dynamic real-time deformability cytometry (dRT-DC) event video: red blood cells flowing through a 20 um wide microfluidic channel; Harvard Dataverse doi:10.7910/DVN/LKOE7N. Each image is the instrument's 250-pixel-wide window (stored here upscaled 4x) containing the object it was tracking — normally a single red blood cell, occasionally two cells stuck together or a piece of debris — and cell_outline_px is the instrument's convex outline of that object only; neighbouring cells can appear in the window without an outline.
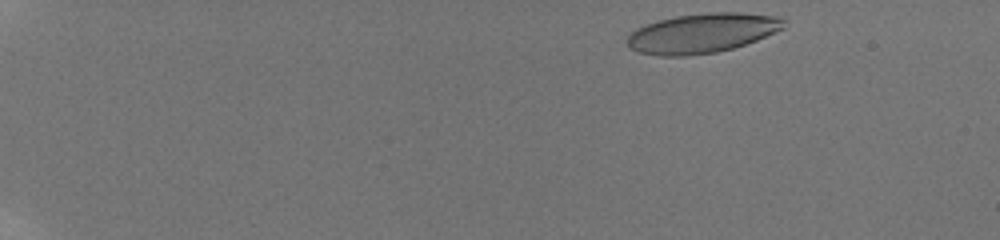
{"species": "human", "species_latin": "Homo sapiens", "temperature_condition": "room temperature", "stored_images_in_passage": 61, "camera_frame_rate_fps": 3000, "um_per_image_px": 0.085, "donor": {"sex": "male"}, "frame": {"image": 1, "passage_image": 4, "time_ms": 0.333, "image_size_px": [1000, 240], "cell_outline_px": [[788, 20], [784, 28], [756, 40], [732, 48], [716, 52], [688, 56], [660, 56], [636, 52], [628, 48], [628, 36], [636, 28], [660, 20], [676, 16], [708, 12], [740, 12], [772, 16]], "centroid_in_image_um": [59.67, 2.82], "position_along_channel_um": 25.3, "area_um2": 36.07}}
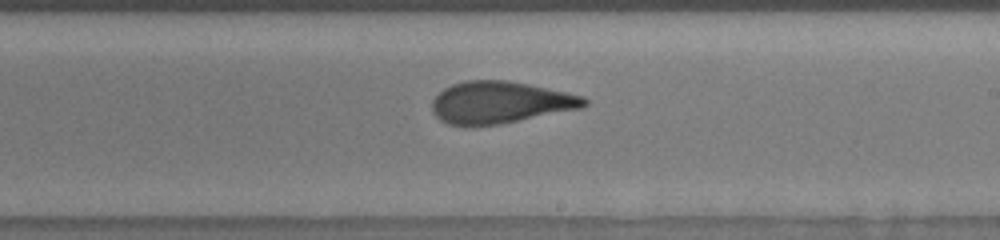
{"frame": {"image": 2, "passage_image": 42, "time_ms": 10.0, "image_size_px": [1000, 240], "cell_outline_px": [[588, 104], [580, 108], [500, 124], [448, 124], [440, 120], [432, 112], [432, 100], [444, 88], [452, 84], [464, 80], [508, 80], [568, 92], [584, 96], [588, 100]], "centroid_in_image_um": [42.52, 8.68], "position_along_channel_um": 246.5, "area_um2": 36.88}}
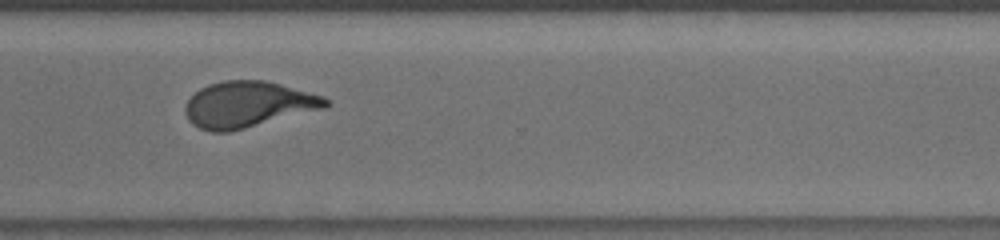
{"frame": {"image": 3, "passage_image": 50, "time_ms": 12.667, "image_size_px": [1000, 240], "cell_outline_px": [[332, 104], [328, 108], [228, 132], [212, 132], [200, 128], [192, 124], [188, 120], [184, 112], [184, 108], [188, 100], [200, 88], [208, 84], [224, 80], [264, 80], [280, 84], [324, 96], [332, 100]], "centroid_in_image_um": [21.12, 8.88], "position_along_channel_um": 349.5, "area_um2": 37.97}, "authors_computed_cell_mechanics": {"area_um2": 37.0498, "velocity_mm_per_s": 3.8693, "shape_relaxation_time_tau1_ms": 7.8829, "shape_relaxation_time_tau2_ms": 1.3225, "deformation_change_tau1": 0.2517, "deformation_change_tau2": 0.0992}}